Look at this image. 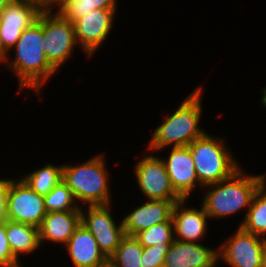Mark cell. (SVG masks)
I'll list each match as a JSON object with an SVG mask.
<instances>
[{"label":"cell","mask_w":266,"mask_h":267,"mask_svg":"<svg viewBox=\"0 0 266 267\" xmlns=\"http://www.w3.org/2000/svg\"><path fill=\"white\" fill-rule=\"evenodd\" d=\"M43 11L37 21L26 28L12 50H15L13 61H7V67L18 77L19 89L32 88L41 92L43 83L47 81L56 70L49 64L43 50Z\"/></svg>","instance_id":"cell-1"},{"label":"cell","mask_w":266,"mask_h":267,"mask_svg":"<svg viewBox=\"0 0 266 267\" xmlns=\"http://www.w3.org/2000/svg\"><path fill=\"white\" fill-rule=\"evenodd\" d=\"M265 178V175H246L240 167L227 179L204 186L214 188L204 195L202 203L208 217L222 218L244 207L249 209L256 191L266 182Z\"/></svg>","instance_id":"cell-2"},{"label":"cell","mask_w":266,"mask_h":267,"mask_svg":"<svg viewBox=\"0 0 266 267\" xmlns=\"http://www.w3.org/2000/svg\"><path fill=\"white\" fill-rule=\"evenodd\" d=\"M201 86L196 88L154 131L148 148L161 151L166 146H188L195 139L206 134L200 129L199 122L202 113ZM173 143V144H172Z\"/></svg>","instance_id":"cell-3"},{"label":"cell","mask_w":266,"mask_h":267,"mask_svg":"<svg viewBox=\"0 0 266 267\" xmlns=\"http://www.w3.org/2000/svg\"><path fill=\"white\" fill-rule=\"evenodd\" d=\"M103 155H96L81 165H63V181L75 200L88 206L110 205L108 171Z\"/></svg>","instance_id":"cell-4"},{"label":"cell","mask_w":266,"mask_h":267,"mask_svg":"<svg viewBox=\"0 0 266 267\" xmlns=\"http://www.w3.org/2000/svg\"><path fill=\"white\" fill-rule=\"evenodd\" d=\"M223 143V139L205 134L188 145L203 187L227 179L240 168Z\"/></svg>","instance_id":"cell-5"},{"label":"cell","mask_w":266,"mask_h":267,"mask_svg":"<svg viewBox=\"0 0 266 267\" xmlns=\"http://www.w3.org/2000/svg\"><path fill=\"white\" fill-rule=\"evenodd\" d=\"M52 6L43 10V50L49 64L57 71L70 58L77 44L74 24L58 12L52 14Z\"/></svg>","instance_id":"cell-6"},{"label":"cell","mask_w":266,"mask_h":267,"mask_svg":"<svg viewBox=\"0 0 266 267\" xmlns=\"http://www.w3.org/2000/svg\"><path fill=\"white\" fill-rule=\"evenodd\" d=\"M80 207L81 224L91 232L100 251L109 259L126 235L122 221L119 226L115 223L109 205L87 206V213Z\"/></svg>","instance_id":"cell-7"},{"label":"cell","mask_w":266,"mask_h":267,"mask_svg":"<svg viewBox=\"0 0 266 267\" xmlns=\"http://www.w3.org/2000/svg\"><path fill=\"white\" fill-rule=\"evenodd\" d=\"M8 219L40 227L47 211L42 195L36 193L22 179H11L7 197Z\"/></svg>","instance_id":"cell-8"},{"label":"cell","mask_w":266,"mask_h":267,"mask_svg":"<svg viewBox=\"0 0 266 267\" xmlns=\"http://www.w3.org/2000/svg\"><path fill=\"white\" fill-rule=\"evenodd\" d=\"M139 189L146 199L180 201L182 198L174 191L163 159L145 155L135 166Z\"/></svg>","instance_id":"cell-9"},{"label":"cell","mask_w":266,"mask_h":267,"mask_svg":"<svg viewBox=\"0 0 266 267\" xmlns=\"http://www.w3.org/2000/svg\"><path fill=\"white\" fill-rule=\"evenodd\" d=\"M265 245L266 238L238 226L235 234L218 247V256L232 267H261Z\"/></svg>","instance_id":"cell-10"},{"label":"cell","mask_w":266,"mask_h":267,"mask_svg":"<svg viewBox=\"0 0 266 267\" xmlns=\"http://www.w3.org/2000/svg\"><path fill=\"white\" fill-rule=\"evenodd\" d=\"M115 13L113 9H97L73 23L76 41L89 57L110 33Z\"/></svg>","instance_id":"cell-11"},{"label":"cell","mask_w":266,"mask_h":267,"mask_svg":"<svg viewBox=\"0 0 266 267\" xmlns=\"http://www.w3.org/2000/svg\"><path fill=\"white\" fill-rule=\"evenodd\" d=\"M174 191L188 199L190 192L199 185L192 154L188 146L172 147L168 159L163 158Z\"/></svg>","instance_id":"cell-12"},{"label":"cell","mask_w":266,"mask_h":267,"mask_svg":"<svg viewBox=\"0 0 266 267\" xmlns=\"http://www.w3.org/2000/svg\"><path fill=\"white\" fill-rule=\"evenodd\" d=\"M176 202L148 199L122 219L125 234L136 236L140 231L170 220Z\"/></svg>","instance_id":"cell-13"},{"label":"cell","mask_w":266,"mask_h":267,"mask_svg":"<svg viewBox=\"0 0 266 267\" xmlns=\"http://www.w3.org/2000/svg\"><path fill=\"white\" fill-rule=\"evenodd\" d=\"M218 260L217 249L175 239L165 256L163 267H215Z\"/></svg>","instance_id":"cell-14"},{"label":"cell","mask_w":266,"mask_h":267,"mask_svg":"<svg viewBox=\"0 0 266 267\" xmlns=\"http://www.w3.org/2000/svg\"><path fill=\"white\" fill-rule=\"evenodd\" d=\"M186 199L177 201L172 211L175 239L182 242L197 243L207 231L208 215L203 205L201 210L184 208ZM178 237H177V236Z\"/></svg>","instance_id":"cell-15"},{"label":"cell","mask_w":266,"mask_h":267,"mask_svg":"<svg viewBox=\"0 0 266 267\" xmlns=\"http://www.w3.org/2000/svg\"><path fill=\"white\" fill-rule=\"evenodd\" d=\"M74 267H104L108 259L100 251L98 243L82 224L64 245Z\"/></svg>","instance_id":"cell-16"},{"label":"cell","mask_w":266,"mask_h":267,"mask_svg":"<svg viewBox=\"0 0 266 267\" xmlns=\"http://www.w3.org/2000/svg\"><path fill=\"white\" fill-rule=\"evenodd\" d=\"M80 224L81 211L47 212L39 227L40 245L45 240L66 245Z\"/></svg>","instance_id":"cell-17"},{"label":"cell","mask_w":266,"mask_h":267,"mask_svg":"<svg viewBox=\"0 0 266 267\" xmlns=\"http://www.w3.org/2000/svg\"><path fill=\"white\" fill-rule=\"evenodd\" d=\"M45 7L39 0H14L0 10V26L28 28L37 21Z\"/></svg>","instance_id":"cell-18"},{"label":"cell","mask_w":266,"mask_h":267,"mask_svg":"<svg viewBox=\"0 0 266 267\" xmlns=\"http://www.w3.org/2000/svg\"><path fill=\"white\" fill-rule=\"evenodd\" d=\"M5 227L9 247L18 260L21 253H32L41 246L39 228L10 220L5 223Z\"/></svg>","instance_id":"cell-19"},{"label":"cell","mask_w":266,"mask_h":267,"mask_svg":"<svg viewBox=\"0 0 266 267\" xmlns=\"http://www.w3.org/2000/svg\"><path fill=\"white\" fill-rule=\"evenodd\" d=\"M266 183L256 191L251 206L246 213L240 227L254 235L265 237L266 234Z\"/></svg>","instance_id":"cell-20"},{"label":"cell","mask_w":266,"mask_h":267,"mask_svg":"<svg viewBox=\"0 0 266 267\" xmlns=\"http://www.w3.org/2000/svg\"><path fill=\"white\" fill-rule=\"evenodd\" d=\"M116 0H57L54 5L59 8L57 12L65 19L74 23L83 16L97 9L117 8Z\"/></svg>","instance_id":"cell-21"},{"label":"cell","mask_w":266,"mask_h":267,"mask_svg":"<svg viewBox=\"0 0 266 267\" xmlns=\"http://www.w3.org/2000/svg\"><path fill=\"white\" fill-rule=\"evenodd\" d=\"M143 246L132 235H125L114 254L108 259L111 267H142Z\"/></svg>","instance_id":"cell-22"},{"label":"cell","mask_w":266,"mask_h":267,"mask_svg":"<svg viewBox=\"0 0 266 267\" xmlns=\"http://www.w3.org/2000/svg\"><path fill=\"white\" fill-rule=\"evenodd\" d=\"M23 176L21 179L26 185L39 195L45 196L63 180V165L56 167L47 164L29 175Z\"/></svg>","instance_id":"cell-23"},{"label":"cell","mask_w":266,"mask_h":267,"mask_svg":"<svg viewBox=\"0 0 266 267\" xmlns=\"http://www.w3.org/2000/svg\"><path fill=\"white\" fill-rule=\"evenodd\" d=\"M43 198L47 212L81 211V207L76 203L78 201L75 200L71 190L63 180Z\"/></svg>","instance_id":"cell-24"},{"label":"cell","mask_w":266,"mask_h":267,"mask_svg":"<svg viewBox=\"0 0 266 267\" xmlns=\"http://www.w3.org/2000/svg\"><path fill=\"white\" fill-rule=\"evenodd\" d=\"M135 237L143 247L162 243H173L175 241L173 219L171 218L170 220L156 224L149 229L140 231Z\"/></svg>","instance_id":"cell-25"},{"label":"cell","mask_w":266,"mask_h":267,"mask_svg":"<svg viewBox=\"0 0 266 267\" xmlns=\"http://www.w3.org/2000/svg\"><path fill=\"white\" fill-rule=\"evenodd\" d=\"M172 243L143 247L142 267H163L165 256Z\"/></svg>","instance_id":"cell-26"},{"label":"cell","mask_w":266,"mask_h":267,"mask_svg":"<svg viewBox=\"0 0 266 267\" xmlns=\"http://www.w3.org/2000/svg\"><path fill=\"white\" fill-rule=\"evenodd\" d=\"M0 267H20L19 260L9 247L5 224H0Z\"/></svg>","instance_id":"cell-27"},{"label":"cell","mask_w":266,"mask_h":267,"mask_svg":"<svg viewBox=\"0 0 266 267\" xmlns=\"http://www.w3.org/2000/svg\"><path fill=\"white\" fill-rule=\"evenodd\" d=\"M26 28H18V27H12V26H0V36L2 43L4 45V48L8 51H10L17 41L19 40L22 32Z\"/></svg>","instance_id":"cell-28"},{"label":"cell","mask_w":266,"mask_h":267,"mask_svg":"<svg viewBox=\"0 0 266 267\" xmlns=\"http://www.w3.org/2000/svg\"><path fill=\"white\" fill-rule=\"evenodd\" d=\"M11 179H0V224H5L8 219L7 197L10 189Z\"/></svg>","instance_id":"cell-29"},{"label":"cell","mask_w":266,"mask_h":267,"mask_svg":"<svg viewBox=\"0 0 266 267\" xmlns=\"http://www.w3.org/2000/svg\"><path fill=\"white\" fill-rule=\"evenodd\" d=\"M8 52L5 48H4V45L2 43V40H1V36H0V62H5L6 60L9 59V57L7 56L8 55Z\"/></svg>","instance_id":"cell-30"},{"label":"cell","mask_w":266,"mask_h":267,"mask_svg":"<svg viewBox=\"0 0 266 267\" xmlns=\"http://www.w3.org/2000/svg\"><path fill=\"white\" fill-rule=\"evenodd\" d=\"M14 0H0V10L11 4Z\"/></svg>","instance_id":"cell-31"},{"label":"cell","mask_w":266,"mask_h":267,"mask_svg":"<svg viewBox=\"0 0 266 267\" xmlns=\"http://www.w3.org/2000/svg\"><path fill=\"white\" fill-rule=\"evenodd\" d=\"M261 267H266V245H265L264 251H263Z\"/></svg>","instance_id":"cell-32"},{"label":"cell","mask_w":266,"mask_h":267,"mask_svg":"<svg viewBox=\"0 0 266 267\" xmlns=\"http://www.w3.org/2000/svg\"><path fill=\"white\" fill-rule=\"evenodd\" d=\"M42 1L46 6H52L57 0H39Z\"/></svg>","instance_id":"cell-33"},{"label":"cell","mask_w":266,"mask_h":267,"mask_svg":"<svg viewBox=\"0 0 266 267\" xmlns=\"http://www.w3.org/2000/svg\"><path fill=\"white\" fill-rule=\"evenodd\" d=\"M262 94H263V97L261 99V104H263L264 106H266V89H262Z\"/></svg>","instance_id":"cell-34"}]
</instances>
